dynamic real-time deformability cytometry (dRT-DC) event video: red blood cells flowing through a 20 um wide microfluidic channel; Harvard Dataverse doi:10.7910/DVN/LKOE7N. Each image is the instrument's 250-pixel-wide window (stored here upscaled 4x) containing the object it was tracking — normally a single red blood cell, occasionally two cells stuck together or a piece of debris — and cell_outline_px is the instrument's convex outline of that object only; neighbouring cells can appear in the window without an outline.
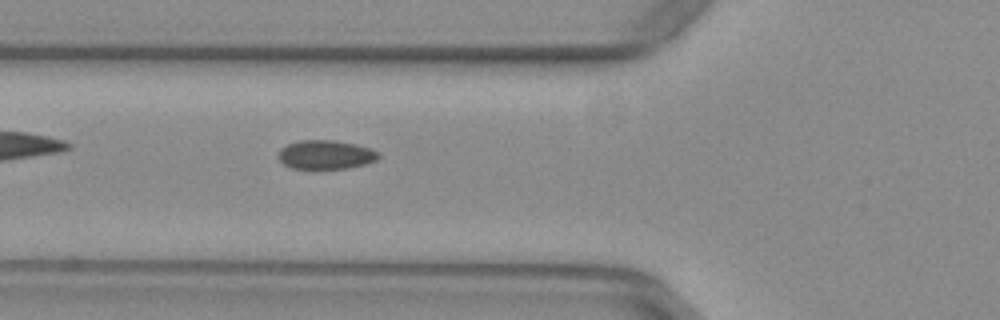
{"species": "common noctule bat (a hibernating species)", "species_latin": "Nyctalus noctula", "temperature_condition": "warm", "stored_images_in_passage": 36, "camera_frame_rate_fps": 3000, "um_per_image_px": 0.085, "animal": {"sex": "female", "body_mass_g": 29.2, "forearm_length_mm": 56.3}, "frame": {"image": 1, "passage_image": 6, "time_ms": 1.667, "image_size_px": [1000, 320], "cell_outline_px": [[380, 156], [376, 160], [364, 164], [348, 168], [292, 168], [284, 164], [276, 156], [280, 148], [288, 144], [300, 140], [332, 140], [356, 144], [380, 152]], "centroid_in_image_um": [27.66, 13.14], "position_along_channel_um": 98.1, "area_um2": 16.82}}
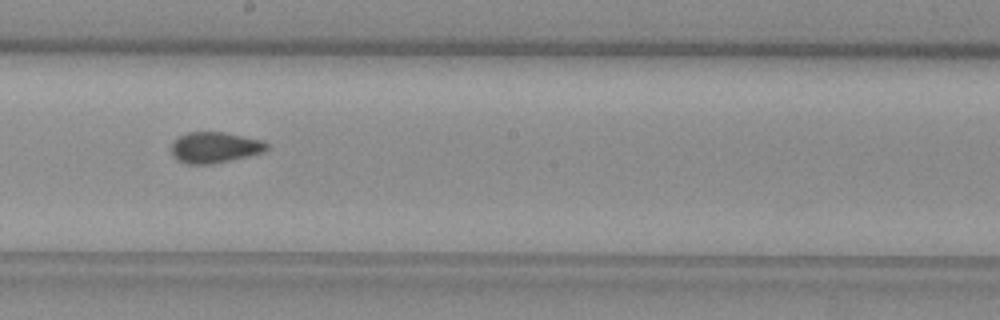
{"frame": {"image": 2, "passage_image": 16, "time_ms": 5.0, "image_size_px": [1000, 320], "cell_outline_px": [[268, 148], [264, 152], [248, 156], [208, 164], [188, 164], [176, 160], [172, 156], [172, 140], [188, 132], [224, 132], [264, 140], [268, 144]], "centroid_in_image_um": [18.25, 12.52], "position_along_channel_um": 230.0, "area_um2": 17.22}}